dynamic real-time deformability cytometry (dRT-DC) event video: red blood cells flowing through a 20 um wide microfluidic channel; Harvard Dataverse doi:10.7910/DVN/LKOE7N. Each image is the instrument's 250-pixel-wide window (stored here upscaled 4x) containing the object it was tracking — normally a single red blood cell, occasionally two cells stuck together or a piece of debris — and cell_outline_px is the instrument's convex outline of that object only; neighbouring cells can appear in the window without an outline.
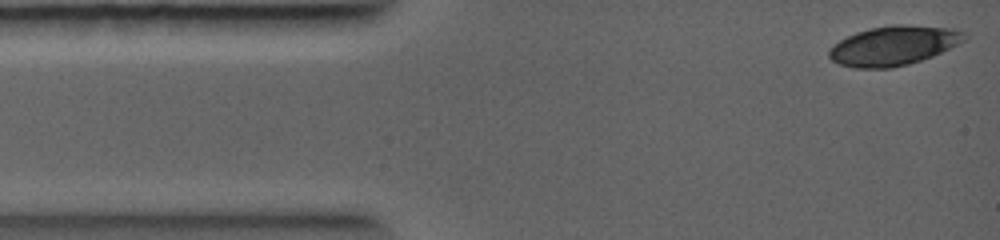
{"species": "common noctule bat (a hibernating species)", "species_latin": "Nyctalus noctula", "temperature_condition": "warm", "stored_images_in_passage": 3, "camera_frame_rate_fps": 5000, "um_per_image_px": 0.085, "animal": {"sex": "female", "body_mass_g": 19.0, "forearm_length_mm": 56.7}, "frame": {"image": 1, "passage_image": 1, "time_ms": 0.0, "image_size_px": [1000, 240], "cell_outline_px": [[968, 36], [964, 40], [932, 56], [908, 64], [892, 68], [852, 68], [840, 64], [832, 60], [828, 56], [828, 48], [840, 40], [856, 32], [872, 28], [892, 24], [904, 24], [956, 28], [968, 32]], "centroid_in_image_um": [75.96, 3.87], "position_along_channel_um": 9.0, "area_um2": 31.21}}